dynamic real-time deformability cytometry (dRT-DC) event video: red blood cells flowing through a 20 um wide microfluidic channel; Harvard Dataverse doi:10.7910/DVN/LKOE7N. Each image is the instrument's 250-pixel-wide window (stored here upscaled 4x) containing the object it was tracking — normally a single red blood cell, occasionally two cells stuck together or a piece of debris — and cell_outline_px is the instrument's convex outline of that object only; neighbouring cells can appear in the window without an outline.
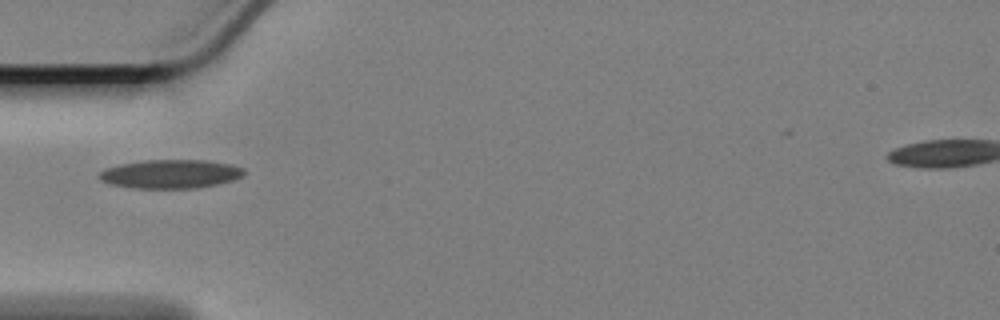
{"species": "Egyptian fruit bat (a non-hibernating species)", "species_latin": "Rousettus aegyptiacus", "temperature_condition": "cold", "stored_images_in_passage": 13, "camera_frame_rate_fps": 3000, "um_per_image_px": 0.085, "animal": {"sex": "female"}, "frame": {"image": 1, "passage_image": 1, "time_ms": 0.0, "image_size_px": [1000, 320], "cell_outline_px": [[244, 172], [240, 176], [232, 180], [216, 184], [192, 188], [136, 188], [112, 184], [100, 180], [96, 176], [104, 168], [120, 164], [144, 160], [204, 160], [232, 164], [244, 168]], "centroid_in_image_um": [14.45, 14.77], "position_along_channel_um": 70.5, "area_um2": 24.1}}
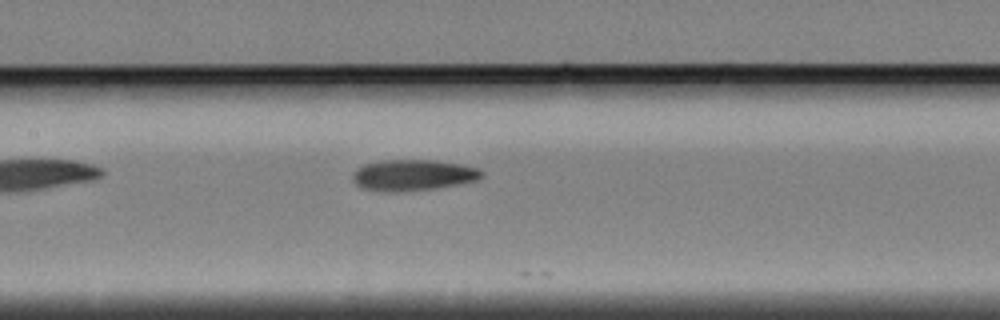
{"frame": {"image": 2, "passage_image": 10, "time_ms": 3.0, "image_size_px": [1000, 320], "cell_outline_px": [[484, 176], [476, 180], [456, 184], [432, 188], [396, 192], [384, 192], [364, 188], [356, 184], [352, 180], [352, 176], [364, 164], [384, 160], [436, 160], [460, 164], [480, 168], [484, 172]], "centroid_in_image_um": [35.14, 14.87], "position_along_channel_um": 172.3, "area_um2": 23.12}}